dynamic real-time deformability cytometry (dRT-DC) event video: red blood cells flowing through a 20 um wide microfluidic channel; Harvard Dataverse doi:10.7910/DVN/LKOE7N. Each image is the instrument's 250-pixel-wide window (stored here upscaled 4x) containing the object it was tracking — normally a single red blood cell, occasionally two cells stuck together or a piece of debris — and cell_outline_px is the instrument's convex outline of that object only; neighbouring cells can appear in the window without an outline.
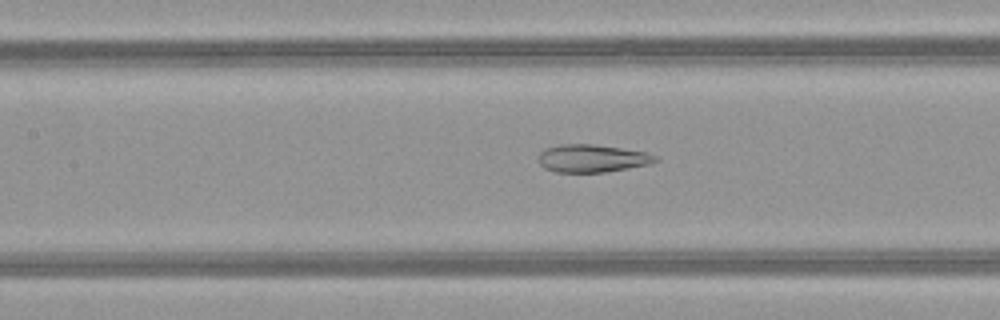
{"species": "common noctule bat (a hibernating species)", "species_latin": "Nyctalus noctula", "temperature_condition": "warm", "stored_images_in_passage": 43, "camera_frame_rate_fps": 3000, "um_per_image_px": 0.085, "animal": {"sex": "female", "body_mass_g": 21.9}, "frame": {"image": 1, "passage_image": 16, "time_ms": 5.0, "image_size_px": [1000, 320], "cell_outline_px": [[660, 160], [648, 164], [628, 168], [604, 172], [556, 172], [544, 168], [540, 164], [536, 156], [544, 148], [560, 144], [592, 144], [620, 148], [644, 152], [656, 156]], "centroid_in_image_um": [50.26, 13.46], "position_along_channel_um": 157.1, "area_um2": 18.9}}
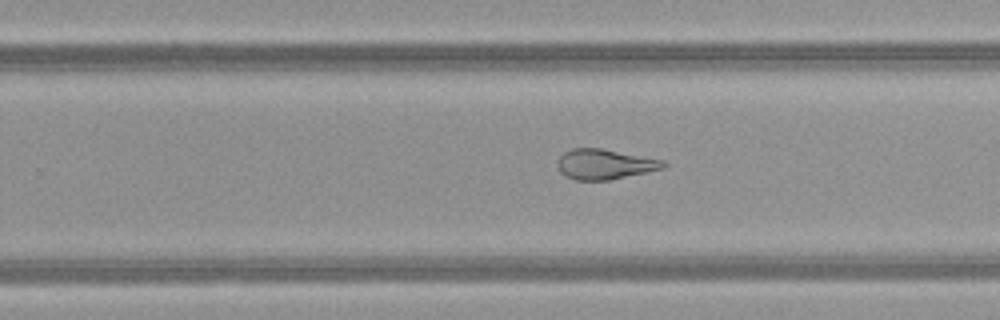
{"frame": {"image": 2, "passage_image": 25, "time_ms": 8.0, "image_size_px": [1000, 320], "cell_outline_px": [[668, 164], [664, 168], [608, 180], [576, 180], [564, 176], [560, 172], [556, 164], [560, 156], [564, 152], [572, 148], [600, 148], [664, 160]], "centroid_in_image_um": [51.37, 13.96], "position_along_channel_um": 278.4, "area_um2": 18.55}}
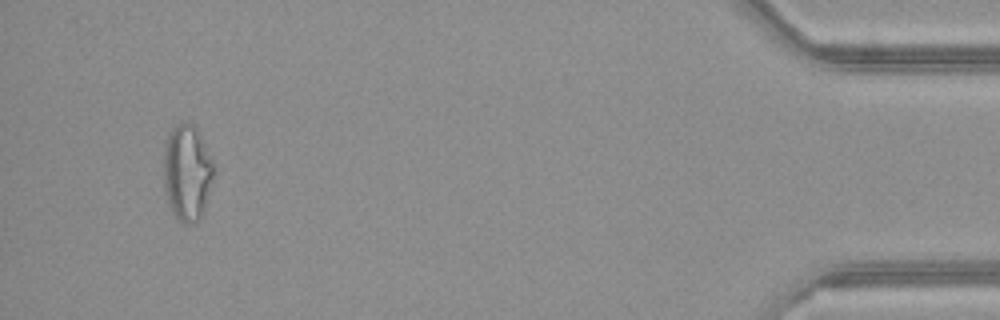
{"frame": {"image": 3, "passage_image": 41, "time_ms": 13.333, "image_size_px": [1000, 320], "cell_outline_px": [[216, 168], [204, 208], [200, 220], [188, 224], [184, 224], [176, 220], [168, 204], [164, 192], [164, 140], [168, 132], [176, 124], [196, 124], [216, 164]], "centroid_in_image_um": [15.91, 14.65], "position_along_channel_um": 419.3, "area_um2": 28.96}, "authors_computed_cell_mechanics": {"area_um2": 22.6576, "velocity_mm_per_s": 4.0574, "shape_relaxation_time_tau1_ms": null, "shape_relaxation_time_tau2_ms": 1.7658, "deformation_change_tau1": null, "deformation_change_tau2": 0.1063}}